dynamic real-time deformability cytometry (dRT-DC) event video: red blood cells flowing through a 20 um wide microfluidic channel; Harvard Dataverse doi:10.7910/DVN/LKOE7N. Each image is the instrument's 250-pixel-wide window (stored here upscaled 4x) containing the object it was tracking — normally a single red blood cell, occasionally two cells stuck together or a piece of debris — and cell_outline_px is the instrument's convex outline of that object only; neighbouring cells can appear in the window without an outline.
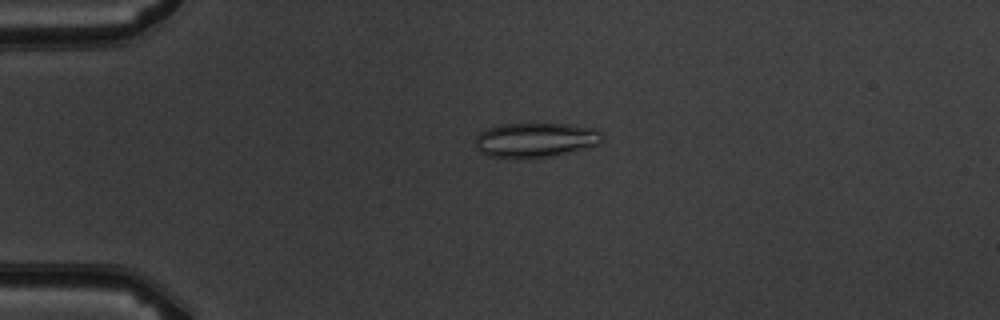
{"species": "common noctule bat (a hibernating species)", "species_latin": "Nyctalus noctula", "temperature_condition": "warm", "stored_images_in_passage": 4, "camera_frame_rate_fps": 3000, "um_per_image_px": 0.085, "animal": {"sex": "male", "body_mass_g": 19.5, "forearm_length_mm": 54.6}, "frame": {"image": 1, "passage_image": 4, "time_ms": 3.667, "image_size_px": [1000, 320], "cell_outline_px": [[604, 140], [600, 144], [536, 160], [520, 160], [488, 156], [480, 152], [476, 148], [476, 136], [480, 132], [488, 128], [504, 124], [568, 124], [596, 128], [604, 132]], "centroid_in_image_um": [45.54, 11.93], "position_along_channel_um": 39.5, "area_um2": 26.36}}